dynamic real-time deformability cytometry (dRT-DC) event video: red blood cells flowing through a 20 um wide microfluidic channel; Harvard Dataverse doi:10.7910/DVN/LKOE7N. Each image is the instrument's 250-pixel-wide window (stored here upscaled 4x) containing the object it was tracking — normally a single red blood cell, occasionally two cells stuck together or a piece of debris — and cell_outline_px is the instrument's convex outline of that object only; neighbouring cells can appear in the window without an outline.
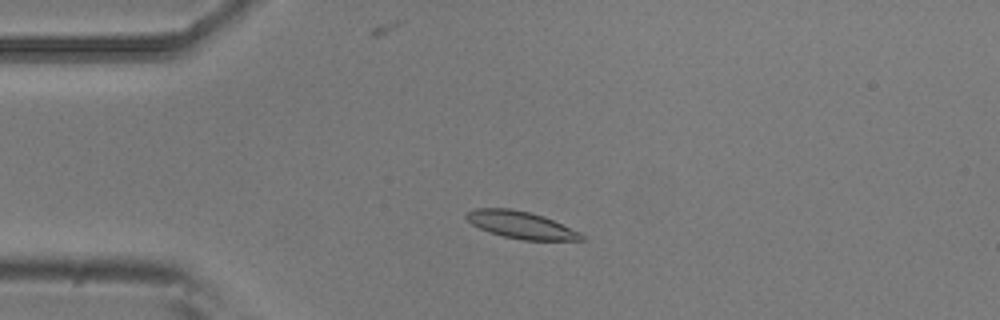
{"species": "common noctule bat (a hibernating species)", "species_latin": "Nyctalus noctula", "temperature_condition": "room temperature", "stored_images_in_passage": 8, "camera_frame_rate_fps": 3000, "um_per_image_px": 0.085, "animal": {"sex": "male", "body_mass_g": 20.5, "forearm_length_mm": 52.5}, "frame": {"image": 1, "passage_image": 2, "time_ms": 0.333, "image_size_px": [1000, 320], "cell_outline_px": [[588, 240], [524, 240], [504, 236], [480, 228], [472, 224], [464, 216], [468, 212], [476, 208], [508, 208], [528, 212], [544, 216], [580, 232], [588, 236]], "centroid_in_image_um": [44.35, 19.12], "position_along_channel_um": 40.7, "area_um2": 18.09}}
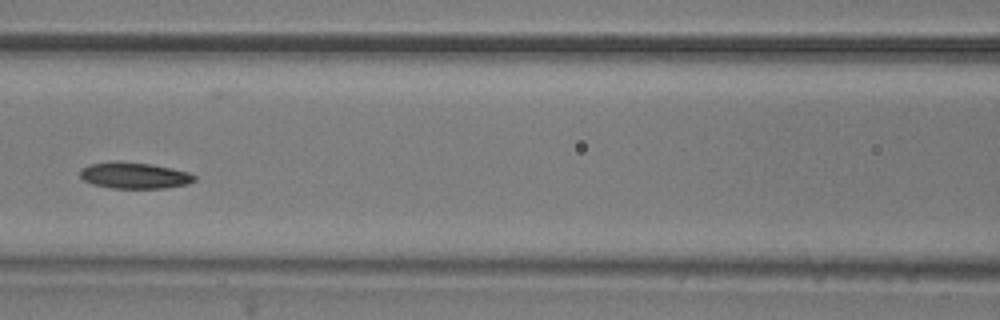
{"frame": {"image": 2, "passage_image": 5, "time_ms": 1.333, "image_size_px": [1000, 320], "cell_outline_px": [[196, 180], [188, 184], [164, 188], [112, 188], [92, 184], [84, 180], [80, 176], [80, 168], [88, 164], [112, 160], [120, 160], [152, 164], [172, 168], [188, 172], [196, 176]], "centroid_in_image_um": [11.39, 14.89], "position_along_channel_um": 155.2, "area_um2": 17.86}}
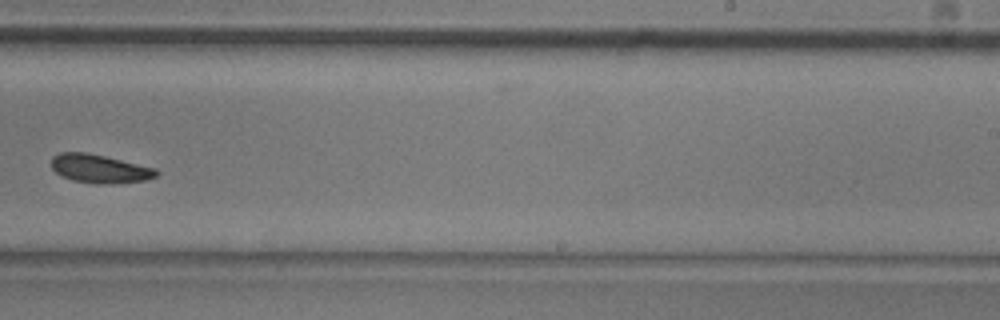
{"frame": {"image": 3, "passage_image": 8, "time_ms": 2.333, "image_size_px": [1000, 320], "cell_outline_px": [[160, 172], [156, 176], [144, 180], [100, 184], [96, 184], [72, 180], [60, 176], [52, 168], [52, 156], [60, 152], [88, 152], [156, 168]], "centroid_in_image_um": [8.44, 14.33], "position_along_channel_um": 280.6, "area_um2": 17.4}}